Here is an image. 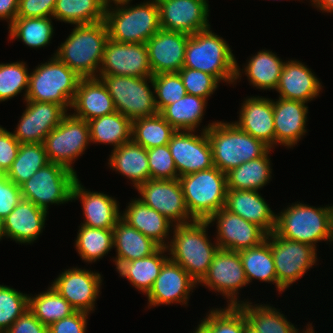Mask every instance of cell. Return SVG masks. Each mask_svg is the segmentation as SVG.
<instances>
[{"mask_svg": "<svg viewBox=\"0 0 333 333\" xmlns=\"http://www.w3.org/2000/svg\"><path fill=\"white\" fill-rule=\"evenodd\" d=\"M19 0H0V20L8 19L9 26L17 18Z\"/></svg>", "mask_w": 333, "mask_h": 333, "instance_id": "680465c9", "label": "cell"}, {"mask_svg": "<svg viewBox=\"0 0 333 333\" xmlns=\"http://www.w3.org/2000/svg\"><path fill=\"white\" fill-rule=\"evenodd\" d=\"M269 149L262 157L244 162L226 173L227 189L255 190L265 186L271 179Z\"/></svg>", "mask_w": 333, "mask_h": 333, "instance_id": "e575fe53", "label": "cell"}, {"mask_svg": "<svg viewBox=\"0 0 333 333\" xmlns=\"http://www.w3.org/2000/svg\"><path fill=\"white\" fill-rule=\"evenodd\" d=\"M130 1H115L113 3L117 7L114 9L110 3L106 5L109 39L120 43H146L161 29L157 1H147L134 7L128 5Z\"/></svg>", "mask_w": 333, "mask_h": 333, "instance_id": "3957f363", "label": "cell"}, {"mask_svg": "<svg viewBox=\"0 0 333 333\" xmlns=\"http://www.w3.org/2000/svg\"><path fill=\"white\" fill-rule=\"evenodd\" d=\"M217 220V241L219 249L239 252L259 246L267 233L257 224L246 221L239 215L221 208L207 222Z\"/></svg>", "mask_w": 333, "mask_h": 333, "instance_id": "ac0fdd59", "label": "cell"}, {"mask_svg": "<svg viewBox=\"0 0 333 333\" xmlns=\"http://www.w3.org/2000/svg\"><path fill=\"white\" fill-rule=\"evenodd\" d=\"M311 2H313L312 4L319 8V10L333 13V0H312Z\"/></svg>", "mask_w": 333, "mask_h": 333, "instance_id": "91938a15", "label": "cell"}, {"mask_svg": "<svg viewBox=\"0 0 333 333\" xmlns=\"http://www.w3.org/2000/svg\"><path fill=\"white\" fill-rule=\"evenodd\" d=\"M150 179H179L168 144L147 150Z\"/></svg>", "mask_w": 333, "mask_h": 333, "instance_id": "f907efd6", "label": "cell"}, {"mask_svg": "<svg viewBox=\"0 0 333 333\" xmlns=\"http://www.w3.org/2000/svg\"><path fill=\"white\" fill-rule=\"evenodd\" d=\"M150 82L157 96L155 97V102L158 112L165 106L181 100L187 94L178 72L153 75L149 79Z\"/></svg>", "mask_w": 333, "mask_h": 333, "instance_id": "c3c4849f", "label": "cell"}, {"mask_svg": "<svg viewBox=\"0 0 333 333\" xmlns=\"http://www.w3.org/2000/svg\"><path fill=\"white\" fill-rule=\"evenodd\" d=\"M248 283L253 279L273 282L277 288V275L270 244L265 240L259 246L239 251Z\"/></svg>", "mask_w": 333, "mask_h": 333, "instance_id": "f35d334b", "label": "cell"}, {"mask_svg": "<svg viewBox=\"0 0 333 333\" xmlns=\"http://www.w3.org/2000/svg\"><path fill=\"white\" fill-rule=\"evenodd\" d=\"M81 78L54 55L29 74V88L24 100L52 102L67 110L71 108Z\"/></svg>", "mask_w": 333, "mask_h": 333, "instance_id": "ba28073f", "label": "cell"}, {"mask_svg": "<svg viewBox=\"0 0 333 333\" xmlns=\"http://www.w3.org/2000/svg\"><path fill=\"white\" fill-rule=\"evenodd\" d=\"M255 305L242 302L239 307L243 310L248 324L258 333H296L298 329L289 322L285 315L268 305Z\"/></svg>", "mask_w": 333, "mask_h": 333, "instance_id": "60d3db41", "label": "cell"}, {"mask_svg": "<svg viewBox=\"0 0 333 333\" xmlns=\"http://www.w3.org/2000/svg\"><path fill=\"white\" fill-rule=\"evenodd\" d=\"M245 333H258L257 331H255L248 323H247V327L245 330Z\"/></svg>", "mask_w": 333, "mask_h": 333, "instance_id": "6125c7cd", "label": "cell"}, {"mask_svg": "<svg viewBox=\"0 0 333 333\" xmlns=\"http://www.w3.org/2000/svg\"><path fill=\"white\" fill-rule=\"evenodd\" d=\"M20 143L12 132L0 126V174H6L16 159Z\"/></svg>", "mask_w": 333, "mask_h": 333, "instance_id": "db71d44e", "label": "cell"}, {"mask_svg": "<svg viewBox=\"0 0 333 333\" xmlns=\"http://www.w3.org/2000/svg\"><path fill=\"white\" fill-rule=\"evenodd\" d=\"M207 221L195 220L189 224L174 225L173 238L167 246L170 259L182 266L199 283L206 275L213 257L219 250L217 243L207 237Z\"/></svg>", "mask_w": 333, "mask_h": 333, "instance_id": "277c9868", "label": "cell"}, {"mask_svg": "<svg viewBox=\"0 0 333 333\" xmlns=\"http://www.w3.org/2000/svg\"><path fill=\"white\" fill-rule=\"evenodd\" d=\"M47 212L23 199L2 220L4 236L18 243H32L43 230Z\"/></svg>", "mask_w": 333, "mask_h": 333, "instance_id": "83f0119b", "label": "cell"}, {"mask_svg": "<svg viewBox=\"0 0 333 333\" xmlns=\"http://www.w3.org/2000/svg\"><path fill=\"white\" fill-rule=\"evenodd\" d=\"M75 242V247L82 260L95 262L113 248V229L81 225Z\"/></svg>", "mask_w": 333, "mask_h": 333, "instance_id": "f6af8a7d", "label": "cell"}, {"mask_svg": "<svg viewBox=\"0 0 333 333\" xmlns=\"http://www.w3.org/2000/svg\"><path fill=\"white\" fill-rule=\"evenodd\" d=\"M185 204L194 220L207 221L225 207L226 174L216 166L180 176Z\"/></svg>", "mask_w": 333, "mask_h": 333, "instance_id": "52a82bcc", "label": "cell"}, {"mask_svg": "<svg viewBox=\"0 0 333 333\" xmlns=\"http://www.w3.org/2000/svg\"><path fill=\"white\" fill-rule=\"evenodd\" d=\"M51 17H17L8 27L10 39H20L30 48H41L50 43L53 35Z\"/></svg>", "mask_w": 333, "mask_h": 333, "instance_id": "ee69618b", "label": "cell"}, {"mask_svg": "<svg viewBox=\"0 0 333 333\" xmlns=\"http://www.w3.org/2000/svg\"><path fill=\"white\" fill-rule=\"evenodd\" d=\"M48 163L43 143L20 144L16 159L5 175L20 186Z\"/></svg>", "mask_w": 333, "mask_h": 333, "instance_id": "b9f144b4", "label": "cell"}, {"mask_svg": "<svg viewBox=\"0 0 333 333\" xmlns=\"http://www.w3.org/2000/svg\"><path fill=\"white\" fill-rule=\"evenodd\" d=\"M187 94L208 99L220 83L214 76L200 70L182 67L178 71Z\"/></svg>", "mask_w": 333, "mask_h": 333, "instance_id": "816d5d0a", "label": "cell"}, {"mask_svg": "<svg viewBox=\"0 0 333 333\" xmlns=\"http://www.w3.org/2000/svg\"><path fill=\"white\" fill-rule=\"evenodd\" d=\"M207 100L186 94L181 100L165 106L159 114L176 131H195L202 122Z\"/></svg>", "mask_w": 333, "mask_h": 333, "instance_id": "d590c367", "label": "cell"}, {"mask_svg": "<svg viewBox=\"0 0 333 333\" xmlns=\"http://www.w3.org/2000/svg\"><path fill=\"white\" fill-rule=\"evenodd\" d=\"M176 130L158 113L132 121L131 140L145 149L166 145Z\"/></svg>", "mask_w": 333, "mask_h": 333, "instance_id": "ab89813d", "label": "cell"}, {"mask_svg": "<svg viewBox=\"0 0 333 333\" xmlns=\"http://www.w3.org/2000/svg\"><path fill=\"white\" fill-rule=\"evenodd\" d=\"M99 75L152 77L146 43H106Z\"/></svg>", "mask_w": 333, "mask_h": 333, "instance_id": "9a60e30c", "label": "cell"}, {"mask_svg": "<svg viewBox=\"0 0 333 333\" xmlns=\"http://www.w3.org/2000/svg\"><path fill=\"white\" fill-rule=\"evenodd\" d=\"M247 323L246 315L239 306H227L212 309L200 324L209 333H245Z\"/></svg>", "mask_w": 333, "mask_h": 333, "instance_id": "bcb514c9", "label": "cell"}, {"mask_svg": "<svg viewBox=\"0 0 333 333\" xmlns=\"http://www.w3.org/2000/svg\"><path fill=\"white\" fill-rule=\"evenodd\" d=\"M188 37L160 29L146 42L153 75L177 73L183 67Z\"/></svg>", "mask_w": 333, "mask_h": 333, "instance_id": "7402d4cb", "label": "cell"}, {"mask_svg": "<svg viewBox=\"0 0 333 333\" xmlns=\"http://www.w3.org/2000/svg\"><path fill=\"white\" fill-rule=\"evenodd\" d=\"M113 247L116 248V268L155 253L160 246L120 218L113 228Z\"/></svg>", "mask_w": 333, "mask_h": 333, "instance_id": "4dcf8cb0", "label": "cell"}, {"mask_svg": "<svg viewBox=\"0 0 333 333\" xmlns=\"http://www.w3.org/2000/svg\"><path fill=\"white\" fill-rule=\"evenodd\" d=\"M275 232L285 239L314 248L318 241H333V205L312 207L295 203L276 216Z\"/></svg>", "mask_w": 333, "mask_h": 333, "instance_id": "8992f818", "label": "cell"}, {"mask_svg": "<svg viewBox=\"0 0 333 333\" xmlns=\"http://www.w3.org/2000/svg\"><path fill=\"white\" fill-rule=\"evenodd\" d=\"M101 275L80 268L62 272L52 287L65 298L76 311H94L95 300L100 292Z\"/></svg>", "mask_w": 333, "mask_h": 333, "instance_id": "ffe728a7", "label": "cell"}, {"mask_svg": "<svg viewBox=\"0 0 333 333\" xmlns=\"http://www.w3.org/2000/svg\"><path fill=\"white\" fill-rule=\"evenodd\" d=\"M88 124L91 142L111 144L115 149L131 141L132 121L120 112L94 118Z\"/></svg>", "mask_w": 333, "mask_h": 333, "instance_id": "836d02e7", "label": "cell"}, {"mask_svg": "<svg viewBox=\"0 0 333 333\" xmlns=\"http://www.w3.org/2000/svg\"><path fill=\"white\" fill-rule=\"evenodd\" d=\"M104 1L108 4V3H111L112 1L115 2V1H121V0H112V1L111 0H104Z\"/></svg>", "mask_w": 333, "mask_h": 333, "instance_id": "03108f58", "label": "cell"}, {"mask_svg": "<svg viewBox=\"0 0 333 333\" xmlns=\"http://www.w3.org/2000/svg\"><path fill=\"white\" fill-rule=\"evenodd\" d=\"M206 132L214 166L225 174L244 162L262 157L270 149L233 122H214Z\"/></svg>", "mask_w": 333, "mask_h": 333, "instance_id": "5b68a950", "label": "cell"}, {"mask_svg": "<svg viewBox=\"0 0 333 333\" xmlns=\"http://www.w3.org/2000/svg\"><path fill=\"white\" fill-rule=\"evenodd\" d=\"M311 326H312V324L310 326L308 325L306 331H304L303 333H315L313 330V327H311ZM296 333H299L298 330L296 331Z\"/></svg>", "mask_w": 333, "mask_h": 333, "instance_id": "be15d7a7", "label": "cell"}, {"mask_svg": "<svg viewBox=\"0 0 333 333\" xmlns=\"http://www.w3.org/2000/svg\"><path fill=\"white\" fill-rule=\"evenodd\" d=\"M167 248L160 247L155 253L130 262H122L116 269L121 277L127 278L141 292L148 294L164 263L169 259L163 256Z\"/></svg>", "mask_w": 333, "mask_h": 333, "instance_id": "d6a6232c", "label": "cell"}, {"mask_svg": "<svg viewBox=\"0 0 333 333\" xmlns=\"http://www.w3.org/2000/svg\"><path fill=\"white\" fill-rule=\"evenodd\" d=\"M127 207L121 218L160 247L167 248L165 239L172 228L170 226H174L172 222L138 198L132 200Z\"/></svg>", "mask_w": 333, "mask_h": 333, "instance_id": "f546056e", "label": "cell"}, {"mask_svg": "<svg viewBox=\"0 0 333 333\" xmlns=\"http://www.w3.org/2000/svg\"><path fill=\"white\" fill-rule=\"evenodd\" d=\"M82 201L84 223L87 227L113 229L121 218L117 201L104 193L86 191L77 178L72 188V200Z\"/></svg>", "mask_w": 333, "mask_h": 333, "instance_id": "d4e9b609", "label": "cell"}, {"mask_svg": "<svg viewBox=\"0 0 333 333\" xmlns=\"http://www.w3.org/2000/svg\"><path fill=\"white\" fill-rule=\"evenodd\" d=\"M91 142L87 121L66 114L61 123L54 128L43 142L49 162L65 166L71 171L72 164Z\"/></svg>", "mask_w": 333, "mask_h": 333, "instance_id": "7c38bea8", "label": "cell"}, {"mask_svg": "<svg viewBox=\"0 0 333 333\" xmlns=\"http://www.w3.org/2000/svg\"><path fill=\"white\" fill-rule=\"evenodd\" d=\"M271 247L277 275L278 292L301 279L317 261L316 248L280 237L275 231L265 239Z\"/></svg>", "mask_w": 333, "mask_h": 333, "instance_id": "8fae6325", "label": "cell"}, {"mask_svg": "<svg viewBox=\"0 0 333 333\" xmlns=\"http://www.w3.org/2000/svg\"><path fill=\"white\" fill-rule=\"evenodd\" d=\"M322 85L312 71L299 61L284 63L276 91L279 98L307 103L317 97Z\"/></svg>", "mask_w": 333, "mask_h": 333, "instance_id": "f1b7e54d", "label": "cell"}, {"mask_svg": "<svg viewBox=\"0 0 333 333\" xmlns=\"http://www.w3.org/2000/svg\"><path fill=\"white\" fill-rule=\"evenodd\" d=\"M77 177L65 166L49 162L20 185L22 198L47 212L50 204L72 201V188Z\"/></svg>", "mask_w": 333, "mask_h": 333, "instance_id": "9c48e42d", "label": "cell"}, {"mask_svg": "<svg viewBox=\"0 0 333 333\" xmlns=\"http://www.w3.org/2000/svg\"><path fill=\"white\" fill-rule=\"evenodd\" d=\"M3 236H4V233H3V223H2V220L0 219V239H2Z\"/></svg>", "mask_w": 333, "mask_h": 333, "instance_id": "e7e4bbea", "label": "cell"}, {"mask_svg": "<svg viewBox=\"0 0 333 333\" xmlns=\"http://www.w3.org/2000/svg\"><path fill=\"white\" fill-rule=\"evenodd\" d=\"M108 40L105 21L75 25L54 55L80 77H97L96 72L99 73Z\"/></svg>", "mask_w": 333, "mask_h": 333, "instance_id": "6da1fadb", "label": "cell"}, {"mask_svg": "<svg viewBox=\"0 0 333 333\" xmlns=\"http://www.w3.org/2000/svg\"><path fill=\"white\" fill-rule=\"evenodd\" d=\"M4 333H49V329L28 308Z\"/></svg>", "mask_w": 333, "mask_h": 333, "instance_id": "6f0895ef", "label": "cell"}, {"mask_svg": "<svg viewBox=\"0 0 333 333\" xmlns=\"http://www.w3.org/2000/svg\"><path fill=\"white\" fill-rule=\"evenodd\" d=\"M56 0H19L17 17H52Z\"/></svg>", "mask_w": 333, "mask_h": 333, "instance_id": "11a10c76", "label": "cell"}, {"mask_svg": "<svg viewBox=\"0 0 333 333\" xmlns=\"http://www.w3.org/2000/svg\"><path fill=\"white\" fill-rule=\"evenodd\" d=\"M104 0H56L53 18L74 25L105 21Z\"/></svg>", "mask_w": 333, "mask_h": 333, "instance_id": "8d00e7d4", "label": "cell"}, {"mask_svg": "<svg viewBox=\"0 0 333 333\" xmlns=\"http://www.w3.org/2000/svg\"><path fill=\"white\" fill-rule=\"evenodd\" d=\"M239 121L234 123L244 132L262 141L270 149L275 146L273 100L250 97L243 102Z\"/></svg>", "mask_w": 333, "mask_h": 333, "instance_id": "cb8c5ba5", "label": "cell"}, {"mask_svg": "<svg viewBox=\"0 0 333 333\" xmlns=\"http://www.w3.org/2000/svg\"><path fill=\"white\" fill-rule=\"evenodd\" d=\"M194 333H209V332L201 324H199Z\"/></svg>", "mask_w": 333, "mask_h": 333, "instance_id": "94428289", "label": "cell"}, {"mask_svg": "<svg viewBox=\"0 0 333 333\" xmlns=\"http://www.w3.org/2000/svg\"><path fill=\"white\" fill-rule=\"evenodd\" d=\"M213 124L204 127L201 136L193 134L195 131H176L172 135L168 146L178 177L214 166L212 149L206 132Z\"/></svg>", "mask_w": 333, "mask_h": 333, "instance_id": "5bb4252c", "label": "cell"}, {"mask_svg": "<svg viewBox=\"0 0 333 333\" xmlns=\"http://www.w3.org/2000/svg\"><path fill=\"white\" fill-rule=\"evenodd\" d=\"M145 205L164 215L174 225L195 221L187 210L179 179H149L136 188Z\"/></svg>", "mask_w": 333, "mask_h": 333, "instance_id": "4fadbf2b", "label": "cell"}, {"mask_svg": "<svg viewBox=\"0 0 333 333\" xmlns=\"http://www.w3.org/2000/svg\"><path fill=\"white\" fill-rule=\"evenodd\" d=\"M29 310L42 324L50 326L63 318L69 317L76 310L52 286L35 297L29 296Z\"/></svg>", "mask_w": 333, "mask_h": 333, "instance_id": "7bdbcfd3", "label": "cell"}, {"mask_svg": "<svg viewBox=\"0 0 333 333\" xmlns=\"http://www.w3.org/2000/svg\"><path fill=\"white\" fill-rule=\"evenodd\" d=\"M197 284L182 266L169 258L147 294L149 306L174 302L187 305L189 293Z\"/></svg>", "mask_w": 333, "mask_h": 333, "instance_id": "44dd1931", "label": "cell"}, {"mask_svg": "<svg viewBox=\"0 0 333 333\" xmlns=\"http://www.w3.org/2000/svg\"><path fill=\"white\" fill-rule=\"evenodd\" d=\"M284 63L272 51L262 50L243 69L253 87L276 90Z\"/></svg>", "mask_w": 333, "mask_h": 333, "instance_id": "74e56055", "label": "cell"}, {"mask_svg": "<svg viewBox=\"0 0 333 333\" xmlns=\"http://www.w3.org/2000/svg\"><path fill=\"white\" fill-rule=\"evenodd\" d=\"M29 307V296L0 285V333H4Z\"/></svg>", "mask_w": 333, "mask_h": 333, "instance_id": "681fc988", "label": "cell"}, {"mask_svg": "<svg viewBox=\"0 0 333 333\" xmlns=\"http://www.w3.org/2000/svg\"><path fill=\"white\" fill-rule=\"evenodd\" d=\"M21 200L20 186L0 174V219L7 217Z\"/></svg>", "mask_w": 333, "mask_h": 333, "instance_id": "f5cc1de1", "label": "cell"}, {"mask_svg": "<svg viewBox=\"0 0 333 333\" xmlns=\"http://www.w3.org/2000/svg\"><path fill=\"white\" fill-rule=\"evenodd\" d=\"M156 1L162 30L192 35L210 28L207 0Z\"/></svg>", "mask_w": 333, "mask_h": 333, "instance_id": "2e32d148", "label": "cell"}, {"mask_svg": "<svg viewBox=\"0 0 333 333\" xmlns=\"http://www.w3.org/2000/svg\"><path fill=\"white\" fill-rule=\"evenodd\" d=\"M111 153L110 168L132 180L135 188L150 179L147 149L143 146L131 140Z\"/></svg>", "mask_w": 333, "mask_h": 333, "instance_id": "1f68e13d", "label": "cell"}, {"mask_svg": "<svg viewBox=\"0 0 333 333\" xmlns=\"http://www.w3.org/2000/svg\"><path fill=\"white\" fill-rule=\"evenodd\" d=\"M183 67L200 70L219 82H236L241 77L230 46L210 28L189 35Z\"/></svg>", "mask_w": 333, "mask_h": 333, "instance_id": "7a4b0ae2", "label": "cell"}, {"mask_svg": "<svg viewBox=\"0 0 333 333\" xmlns=\"http://www.w3.org/2000/svg\"><path fill=\"white\" fill-rule=\"evenodd\" d=\"M74 115L85 121L116 112L107 87L98 77L81 78L71 103Z\"/></svg>", "mask_w": 333, "mask_h": 333, "instance_id": "603a6c76", "label": "cell"}, {"mask_svg": "<svg viewBox=\"0 0 333 333\" xmlns=\"http://www.w3.org/2000/svg\"><path fill=\"white\" fill-rule=\"evenodd\" d=\"M25 62L0 64V101L17 96L25 90V99L29 88V72Z\"/></svg>", "mask_w": 333, "mask_h": 333, "instance_id": "7dc6e473", "label": "cell"}, {"mask_svg": "<svg viewBox=\"0 0 333 333\" xmlns=\"http://www.w3.org/2000/svg\"><path fill=\"white\" fill-rule=\"evenodd\" d=\"M27 107L13 132L20 144L43 143L60 123L67 110L52 102L26 101Z\"/></svg>", "mask_w": 333, "mask_h": 333, "instance_id": "d6986e66", "label": "cell"}, {"mask_svg": "<svg viewBox=\"0 0 333 333\" xmlns=\"http://www.w3.org/2000/svg\"><path fill=\"white\" fill-rule=\"evenodd\" d=\"M111 95L117 112L131 121L158 114L155 92L147 81L151 77L99 75Z\"/></svg>", "mask_w": 333, "mask_h": 333, "instance_id": "30bf717a", "label": "cell"}, {"mask_svg": "<svg viewBox=\"0 0 333 333\" xmlns=\"http://www.w3.org/2000/svg\"><path fill=\"white\" fill-rule=\"evenodd\" d=\"M224 208L246 221L257 224L267 234L275 231L277 215L258 191L227 189Z\"/></svg>", "mask_w": 333, "mask_h": 333, "instance_id": "484cf974", "label": "cell"}, {"mask_svg": "<svg viewBox=\"0 0 333 333\" xmlns=\"http://www.w3.org/2000/svg\"><path fill=\"white\" fill-rule=\"evenodd\" d=\"M222 293L230 301L228 306H239L238 289L249 284L239 252L219 249L203 279L199 282Z\"/></svg>", "mask_w": 333, "mask_h": 333, "instance_id": "e0dca14e", "label": "cell"}, {"mask_svg": "<svg viewBox=\"0 0 333 333\" xmlns=\"http://www.w3.org/2000/svg\"><path fill=\"white\" fill-rule=\"evenodd\" d=\"M275 145L293 147L307 132L308 107L304 102L279 98L273 101Z\"/></svg>", "mask_w": 333, "mask_h": 333, "instance_id": "4316f807", "label": "cell"}, {"mask_svg": "<svg viewBox=\"0 0 333 333\" xmlns=\"http://www.w3.org/2000/svg\"><path fill=\"white\" fill-rule=\"evenodd\" d=\"M88 315L89 313L76 311L69 317L52 323L48 327L49 333H86Z\"/></svg>", "mask_w": 333, "mask_h": 333, "instance_id": "9f6ffc18", "label": "cell"}]
</instances>
